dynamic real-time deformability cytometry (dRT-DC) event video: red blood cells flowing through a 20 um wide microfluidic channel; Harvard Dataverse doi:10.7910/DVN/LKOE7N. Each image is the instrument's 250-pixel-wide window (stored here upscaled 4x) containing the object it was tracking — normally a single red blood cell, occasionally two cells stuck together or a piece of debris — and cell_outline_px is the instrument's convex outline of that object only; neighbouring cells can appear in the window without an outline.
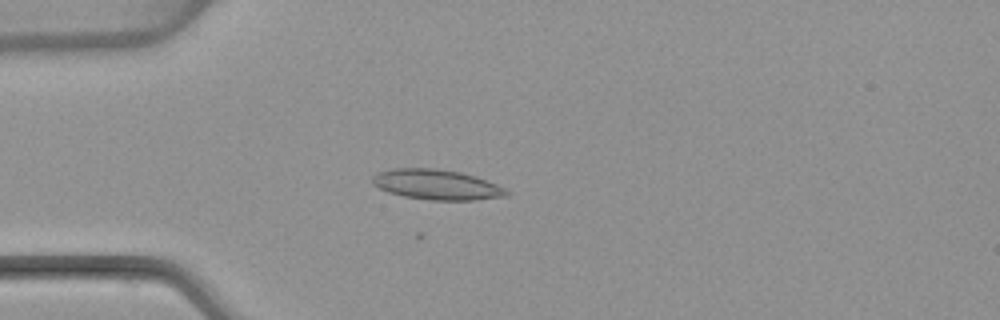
{"species": "common noctule bat (a hibernating species)", "species_latin": "Nyctalus noctula", "temperature_condition": "warm", "stored_images_in_passage": 31, "camera_frame_rate_fps": 3000, "um_per_image_px": 0.085, "animal": {"sex": "female", "body_mass_g": 22.7, "forearm_length_mm": 54.2}, "frame": {"image": 1, "passage_image": 5, "time_ms": 1.333, "image_size_px": [1000, 320], "cell_outline_px": [[512, 192], [508, 196], [472, 200], [428, 200], [404, 196], [388, 192], [372, 184], [372, 176], [380, 172], [392, 168], [432, 168], [460, 172], [476, 176], [496, 184]], "centroid_in_image_um": [37.13, 15.69], "position_along_channel_um": 47.9, "area_um2": 23.58}}
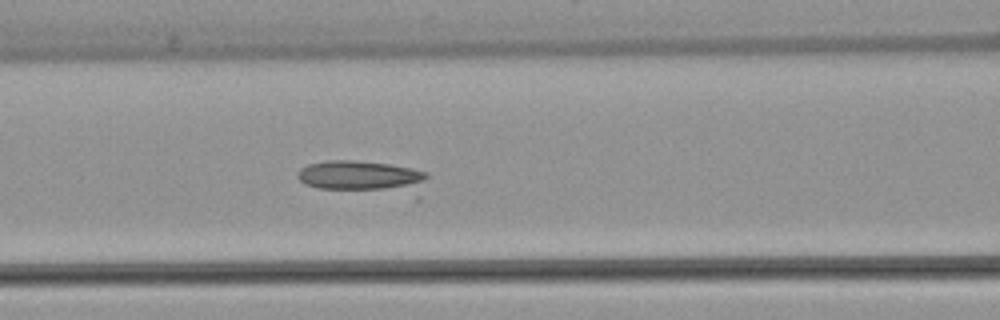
{"frame": {"image": 2, "passage_image": 13, "time_ms": 4.0, "image_size_px": [1000, 320], "cell_outline_px": [[428, 176], [420, 200], [416, 200], [320, 188], [304, 184], [296, 176], [296, 172], [300, 168], [308, 164], [328, 160], [352, 160], [388, 164], [412, 168], [428, 172]], "centroid_in_image_um": [31.05, 15.15], "position_along_channel_um": 135.6, "area_um2": 26.88}}
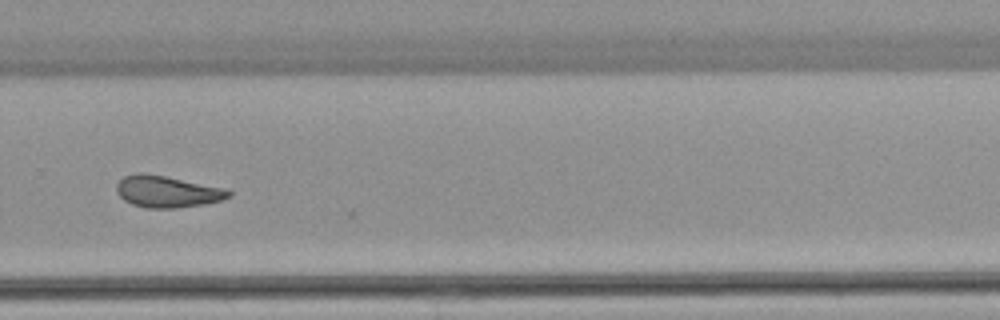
{"frame": {"image": 3, "passage_image": 27, "time_ms": 8.667, "image_size_px": [1000, 320], "cell_outline_px": [[232, 196], [224, 200], [204, 204], [176, 208], [148, 208], [132, 204], [124, 200], [116, 192], [116, 184], [124, 176], [136, 172], [144, 172], [224, 188], [232, 192]], "centroid_in_image_um": [14.2, 16.28], "position_along_channel_um": 315.6, "area_um2": 20.75}}